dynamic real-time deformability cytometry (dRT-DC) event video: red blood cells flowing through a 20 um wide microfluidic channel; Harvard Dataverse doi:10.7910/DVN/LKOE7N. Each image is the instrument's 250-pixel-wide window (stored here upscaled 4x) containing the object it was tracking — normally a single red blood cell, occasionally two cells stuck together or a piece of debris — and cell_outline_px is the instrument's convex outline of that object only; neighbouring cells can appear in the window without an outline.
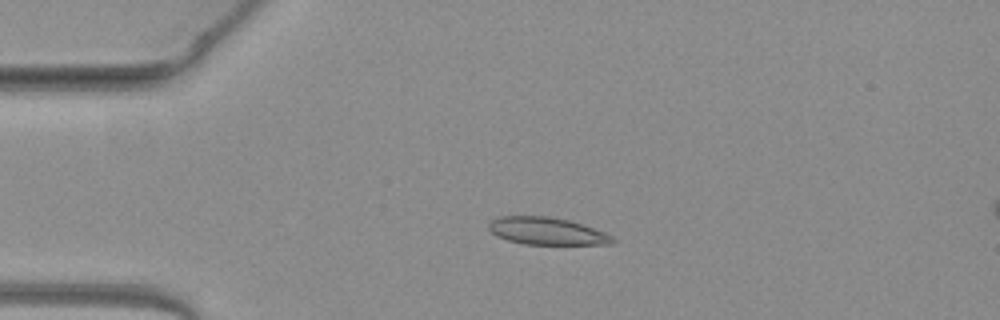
{"species": "common noctule bat (a hibernating species)", "species_latin": "Nyctalus noctula", "temperature_condition": "warm", "stored_images_in_passage": 50, "camera_frame_rate_fps": 3000, "um_per_image_px": 0.085, "animal": {"sex": "female", "body_mass_g": 19.3, "forearm_length_mm": 54.1}, "frame": {"image": 1, "passage_image": 11, "time_ms": 3.333, "image_size_px": [1000, 320], "cell_outline_px": [[616, 240], [612, 244], [524, 244], [508, 240], [496, 236], [488, 228], [488, 224], [492, 220], [500, 216], [548, 216], [568, 220], [604, 232], [612, 236]], "centroid_in_image_um": [46.45, 19.64], "position_along_channel_um": 38.5, "area_um2": 19.54}}
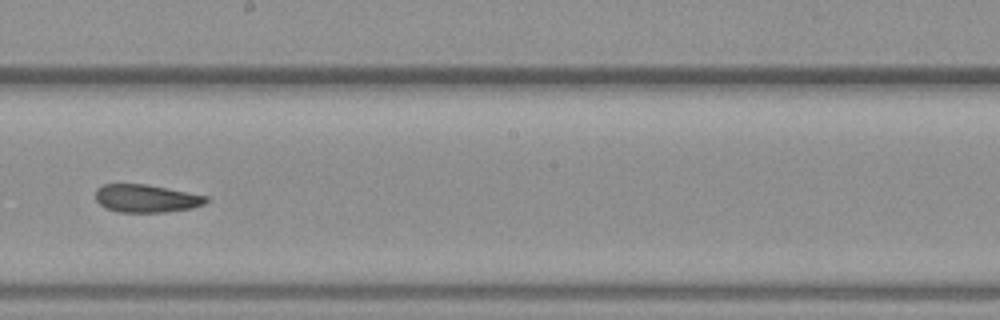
{"frame": {"image": 2, "passage_image": 28, "time_ms": 9.0, "image_size_px": [1000, 320], "cell_outline_px": [[208, 200], [204, 204], [192, 208], [164, 212], [116, 212], [104, 208], [96, 200], [96, 188], [104, 184], [144, 184], [188, 192], [208, 196]], "centroid_in_image_um": [12.41, 16.87], "position_along_channel_um": 235.8, "area_um2": 17.98}}
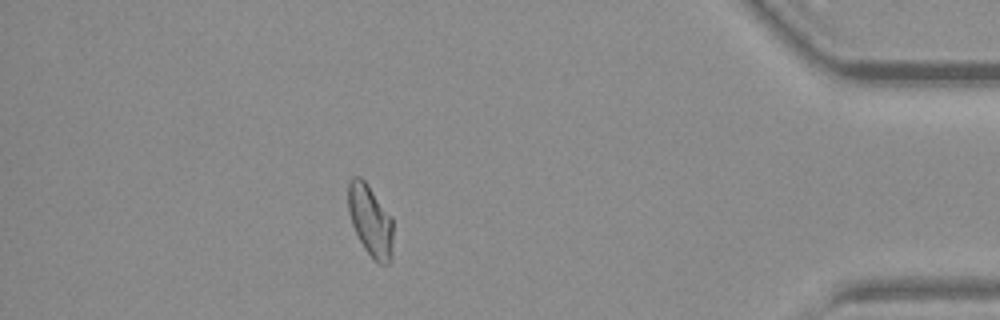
{"frame": {"image": 3, "passage_image": 44, "time_ms": 14.333, "image_size_px": [1000, 320], "cell_outline_px": [[392, 260], [388, 264], [380, 264], [372, 260], [364, 248], [352, 224], [348, 212], [348, 184], [352, 176], [360, 176], [368, 184], [392, 216]], "centroid_in_image_um": [31.49, 18.75], "position_along_channel_um": 403.7, "area_um2": 18.96}, "authors_computed_cell_mechanics": {"area_um2": 19.2185, "velocity_mm_per_s": 4.0497, "shape_relaxation_time_tau1_ms": null, "shape_relaxation_time_tau2_ms": 3.5068, "deformation_change_tau1": null, "deformation_change_tau2": 0.1036}}